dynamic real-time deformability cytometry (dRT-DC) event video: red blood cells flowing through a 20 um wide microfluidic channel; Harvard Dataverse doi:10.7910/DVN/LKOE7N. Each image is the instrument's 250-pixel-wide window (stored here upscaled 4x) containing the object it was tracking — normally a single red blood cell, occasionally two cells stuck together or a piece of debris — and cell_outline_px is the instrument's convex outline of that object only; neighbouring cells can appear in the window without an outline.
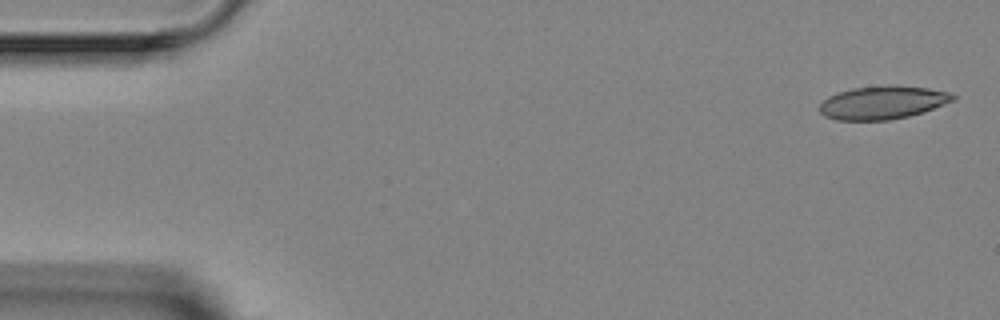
{"species": "Egyptian fruit bat (a non-hibernating species)", "species_latin": "Rousettus aegyptiacus", "temperature_condition": "room temperature", "stored_images_in_passage": 3, "camera_frame_rate_fps": 3000, "um_per_image_px": 0.085, "animal": {"sex": "female"}, "frame": {"image": 1, "passage_image": 1, "time_ms": 0.0, "image_size_px": [1000, 320], "cell_outline_px": [[956, 100], [908, 116], [888, 120], [836, 120], [824, 116], [820, 112], [820, 104], [828, 96], [836, 92], [852, 88], [888, 84], [928, 88], [948, 92], [956, 96]], "centroid_in_image_um": [74.99, 8.7], "position_along_channel_um": 10.0, "area_um2": 25.84}}
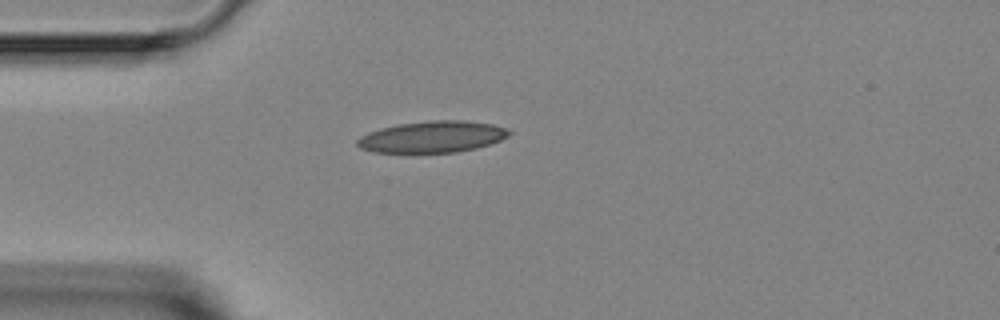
{"frame": {"image": 2, "passage_image": 3, "time_ms": 3.667, "image_size_px": [1000, 320], "cell_outline_px": [[512, 132], [508, 136], [500, 140], [476, 148], [456, 152], [412, 156], [372, 152], [360, 148], [356, 144], [356, 140], [360, 136], [368, 132], [380, 128], [396, 124], [428, 120], [460, 120], [492, 124], [504, 128]], "centroid_in_image_um": [36.63, 11.68], "position_along_channel_um": 48.4, "area_um2": 29.02}}